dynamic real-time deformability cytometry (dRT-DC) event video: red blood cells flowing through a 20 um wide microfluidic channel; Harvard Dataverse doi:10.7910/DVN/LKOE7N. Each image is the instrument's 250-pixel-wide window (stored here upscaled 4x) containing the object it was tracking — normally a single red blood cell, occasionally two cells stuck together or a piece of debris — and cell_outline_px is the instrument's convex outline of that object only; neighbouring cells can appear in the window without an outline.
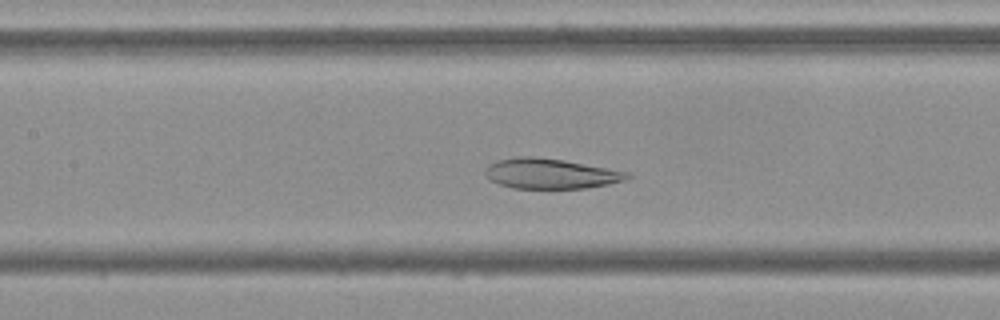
{"species": "Egyptian fruit bat (a non-hibernating species)", "species_latin": "Rousettus aegyptiacus", "temperature_condition": "cold", "stored_images_in_passage": 53, "camera_frame_rate_fps": 3000, "um_per_image_px": 0.085, "frame": {"image": 1, "passage_image": 23, "time_ms": 7.333, "image_size_px": [1000, 320], "cell_outline_px": [[632, 176], [624, 180], [608, 184], [588, 188], [512, 188], [488, 180], [484, 172], [484, 168], [488, 164], [496, 160], [516, 156], [532, 156], [564, 160], [632, 172]], "centroid_in_image_um": [46.78, 14.75], "position_along_channel_um": 160.6, "area_um2": 25.32}}
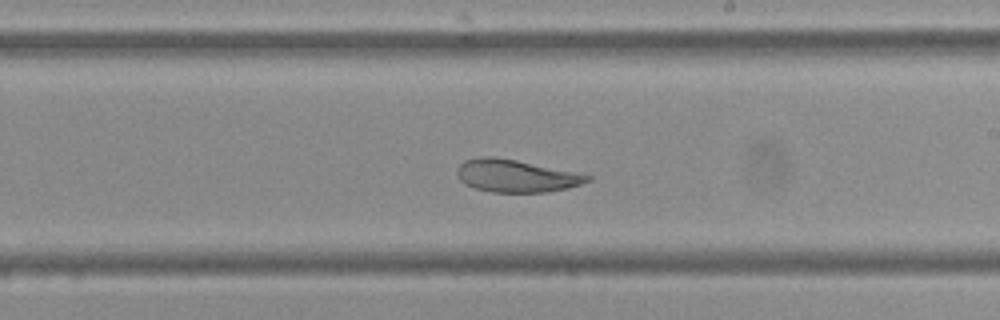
{"frame": {"image": 2, "passage_image": 30, "time_ms": 9.667, "image_size_px": [1000, 320], "cell_outline_px": [[592, 180], [568, 188], [548, 192], [492, 192], [476, 188], [464, 184], [460, 180], [456, 172], [456, 168], [464, 160], [480, 156], [492, 156], [516, 160], [592, 176]], "centroid_in_image_um": [43.81, 14.95], "position_along_channel_um": 245.2, "area_um2": 24.57}}
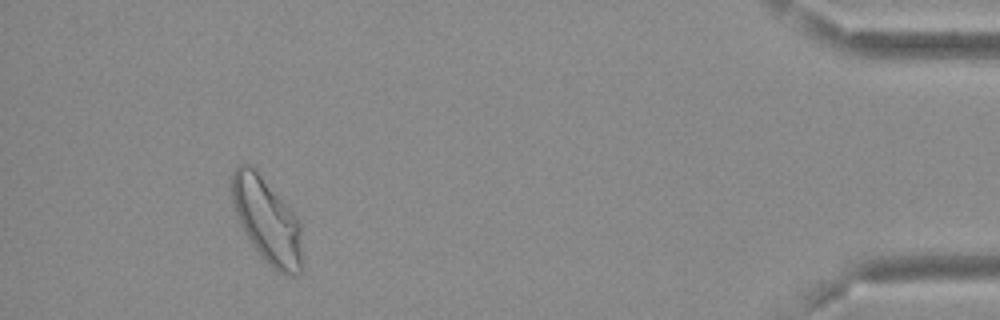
{"frame": {"image": 3, "passage_image": 49, "time_ms": 16.0, "image_size_px": [1000, 320], "cell_outline_px": [[304, 268], [300, 272], [292, 276], [288, 276], [272, 268], [260, 256], [252, 244], [240, 224], [228, 188], [228, 180], [232, 172], [240, 164], [248, 164], [256, 172], [300, 220]], "centroid_in_image_um": [22.69, 18.8], "position_along_channel_um": 412.5, "area_um2": 35.03}}